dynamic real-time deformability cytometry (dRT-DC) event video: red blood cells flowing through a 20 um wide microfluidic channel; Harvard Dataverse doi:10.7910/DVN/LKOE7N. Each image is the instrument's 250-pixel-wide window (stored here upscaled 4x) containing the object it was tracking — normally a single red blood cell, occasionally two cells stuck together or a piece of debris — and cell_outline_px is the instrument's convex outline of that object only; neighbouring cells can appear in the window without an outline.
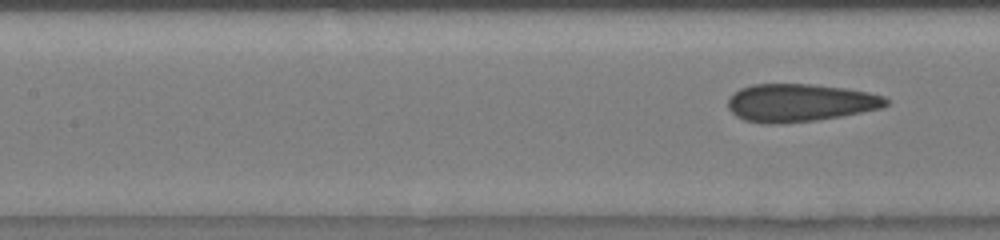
{"species": "human", "species_latin": "Homo sapiens", "temperature_condition": "room temperature", "stored_images_in_passage": 13, "segment_of_instrument_passage": [2, 2], "camera_frame_rate_fps": 3000, "um_per_image_px": 0.085, "donor": {"sex": "male"}, "frame": {"image": 1, "passage_image": 13, "time_ms": 6.0, "image_size_px": [1000, 240], "cell_outline_px": [[888, 104], [880, 108], [820, 120], [780, 124], [764, 124], [744, 120], [736, 116], [728, 108], [728, 100], [740, 88], [752, 84], [812, 84], [844, 88], [868, 92], [884, 96], [888, 100]], "centroid_in_image_um": [67.97, 8.74], "position_along_channel_um": 139.4, "area_um2": 34.85}}